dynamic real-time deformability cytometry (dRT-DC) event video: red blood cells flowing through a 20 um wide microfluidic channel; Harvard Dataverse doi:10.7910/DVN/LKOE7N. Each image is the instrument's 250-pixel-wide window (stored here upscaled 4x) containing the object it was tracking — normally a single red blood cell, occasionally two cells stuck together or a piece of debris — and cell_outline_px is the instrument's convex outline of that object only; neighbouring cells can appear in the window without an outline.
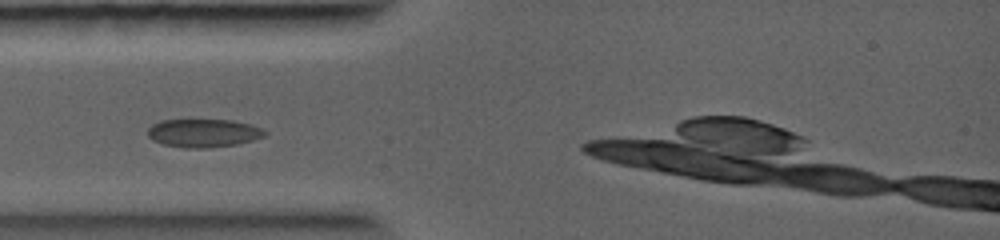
{"species": "common noctule bat (a hibernating species)", "species_latin": "Nyctalus noctula", "temperature_condition": "warm", "stored_images_in_passage": 5, "camera_frame_rate_fps": 5000, "um_per_image_px": 0.085, "animal": {"sex": "female", "body_mass_g": 19.0, "forearm_length_mm": 56.7}, "frame": {"image": 1, "passage_image": 2, "time_ms": 0.4, "image_size_px": [1000, 240], "cell_outline_px": [[268, 132], [264, 136], [252, 140], [236, 144], [208, 148], [184, 148], [164, 144], [152, 140], [148, 136], [148, 128], [152, 124], [160, 120], [232, 120], [252, 124]], "centroid_in_image_um": [17.28, 11.31], "position_along_channel_um": 67.7, "area_um2": 19.31}}